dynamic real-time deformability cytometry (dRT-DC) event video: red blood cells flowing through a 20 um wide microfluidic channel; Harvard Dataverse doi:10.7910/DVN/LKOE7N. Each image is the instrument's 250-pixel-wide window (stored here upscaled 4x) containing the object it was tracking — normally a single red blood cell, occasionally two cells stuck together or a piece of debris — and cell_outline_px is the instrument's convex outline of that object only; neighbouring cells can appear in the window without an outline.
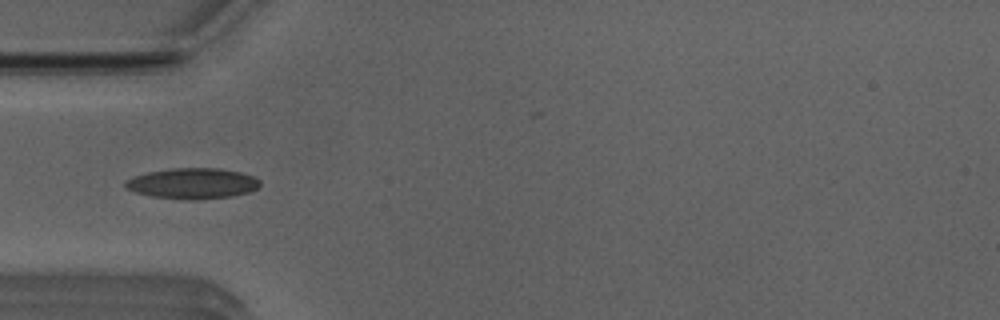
{"species": "Egyptian fruit bat (a non-hibernating species)", "species_latin": "Rousettus aegyptiacus", "temperature_condition": "room temperature", "stored_images_in_passage": 52, "camera_frame_rate_fps": 3000, "um_per_image_px": 0.085, "animal": {"sex": "male"}, "frame": {"image": 1, "passage_image": 15, "time_ms": 4.667, "image_size_px": [1000, 320], "cell_outline_px": [[260, 184], [256, 188], [248, 192], [232, 196], [192, 200], [188, 200], [152, 196], [136, 192], [124, 188], [124, 180], [132, 176], [148, 172], [172, 168], [220, 168], [240, 172], [252, 176], [260, 180]], "centroid_in_image_um": [16.32, 15.58], "position_along_channel_um": 68.7, "area_um2": 24.1}}
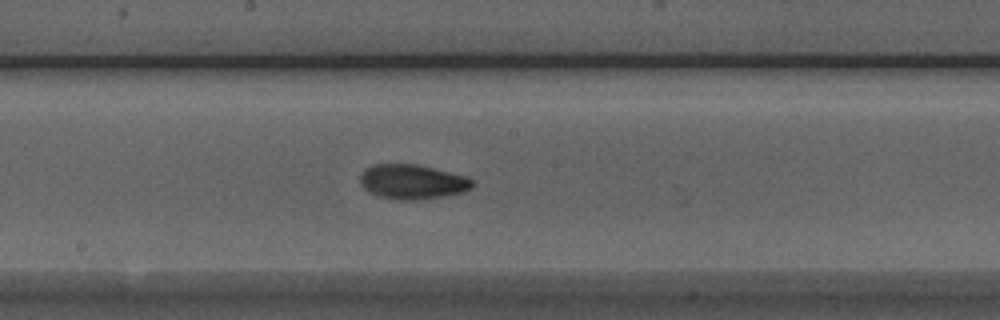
{"frame": {"image": 2, "passage_image": 26, "time_ms": 8.333, "image_size_px": [1000, 320], "cell_outline_px": [[476, 184], [472, 188], [464, 192], [444, 196], [416, 200], [396, 200], [380, 196], [368, 192], [364, 188], [360, 180], [360, 176], [364, 168], [372, 164], [416, 164], [468, 176], [476, 180]], "centroid_in_image_um": [35.1, 15.45], "position_along_channel_um": 213.1, "area_um2": 23.0}}
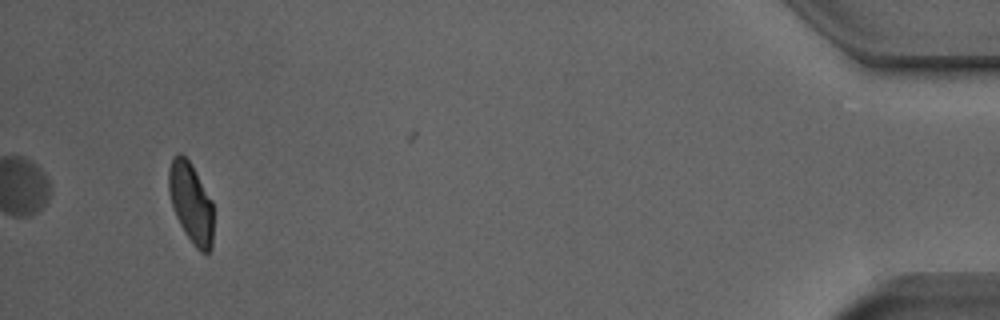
{"frame": {"image": 3, "passage_image": 48, "time_ms": 15.667, "image_size_px": [1000, 320], "cell_outline_px": [[212, 248], [208, 252], [200, 252], [192, 244], [184, 232], [176, 216], [168, 192], [168, 168], [172, 156], [180, 152], [188, 160], [212, 200]], "centroid_in_image_um": [16.21, 17.24], "position_along_channel_um": 419.0, "area_um2": 20.81}, "authors_computed_cell_mechanics": {"area_um2": 21.6172, "velocity_mm_per_s": 3.9303, "shape_relaxation_time_tau1_ms": 10.4284, "shape_relaxation_time_tau2_ms": 2.1192, "deformation_change_tau1": 0.2333, "deformation_change_tau2": 0.0774}}